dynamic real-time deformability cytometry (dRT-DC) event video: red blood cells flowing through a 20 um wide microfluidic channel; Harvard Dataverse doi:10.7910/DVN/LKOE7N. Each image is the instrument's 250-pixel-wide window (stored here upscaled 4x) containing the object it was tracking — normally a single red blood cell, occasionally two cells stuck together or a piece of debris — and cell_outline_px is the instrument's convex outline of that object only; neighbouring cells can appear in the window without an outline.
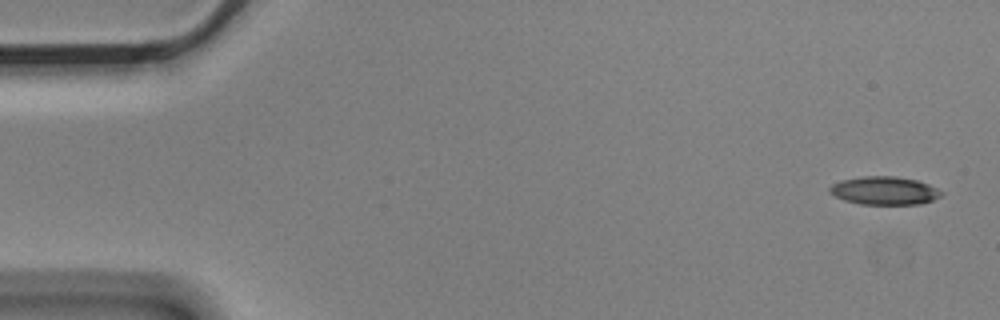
{"species": "Egyptian fruit bat (a non-hibernating species)", "species_latin": "Rousettus aegyptiacus", "temperature_condition": "cold", "stored_images_in_passage": 4, "camera_frame_rate_fps": 3000, "um_per_image_px": 0.085, "animal": {"sex": "male"}, "frame": {"image": 1, "passage_image": 1, "time_ms": 0.0, "image_size_px": [1000, 320], "cell_outline_px": [[944, 192], [940, 196], [932, 200], [920, 204], [860, 204], [844, 200], [828, 192], [828, 188], [832, 184], [840, 180], [864, 176], [896, 176], [916, 180], [928, 184]], "centroid_in_image_um": [75.15, 16.2], "position_along_channel_um": 9.9, "area_um2": 18.32}}